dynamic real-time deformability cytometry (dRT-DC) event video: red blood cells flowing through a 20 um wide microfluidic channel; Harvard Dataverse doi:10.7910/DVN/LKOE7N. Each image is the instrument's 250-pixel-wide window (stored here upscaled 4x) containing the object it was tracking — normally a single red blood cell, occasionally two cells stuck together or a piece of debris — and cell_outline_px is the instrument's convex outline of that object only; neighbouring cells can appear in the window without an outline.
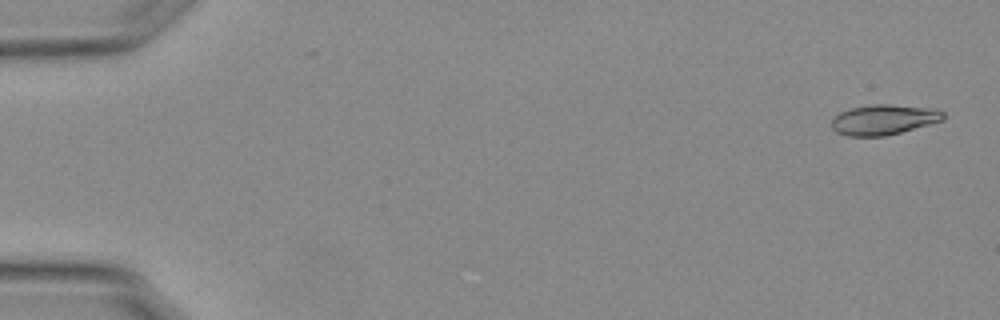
{"species": "Egyptian fruit bat (a non-hibernating species)", "species_latin": "Rousettus aegyptiacus", "temperature_condition": "warm", "stored_images_in_passage": 13, "camera_frame_rate_fps": 3000, "um_per_image_px": 0.085, "animal": {"sex": "female"}, "frame": {"image": 1, "passage_image": 2, "time_ms": 0.333, "image_size_px": [1000, 320], "cell_outline_px": [[944, 120], [900, 132], [884, 136], [848, 136], [836, 132], [832, 128], [832, 120], [840, 112], [852, 108], [872, 104], [888, 104], [936, 108], [944, 112]], "centroid_in_image_um": [75.14, 10.16], "position_along_channel_um": 9.9, "area_um2": 19.59}}